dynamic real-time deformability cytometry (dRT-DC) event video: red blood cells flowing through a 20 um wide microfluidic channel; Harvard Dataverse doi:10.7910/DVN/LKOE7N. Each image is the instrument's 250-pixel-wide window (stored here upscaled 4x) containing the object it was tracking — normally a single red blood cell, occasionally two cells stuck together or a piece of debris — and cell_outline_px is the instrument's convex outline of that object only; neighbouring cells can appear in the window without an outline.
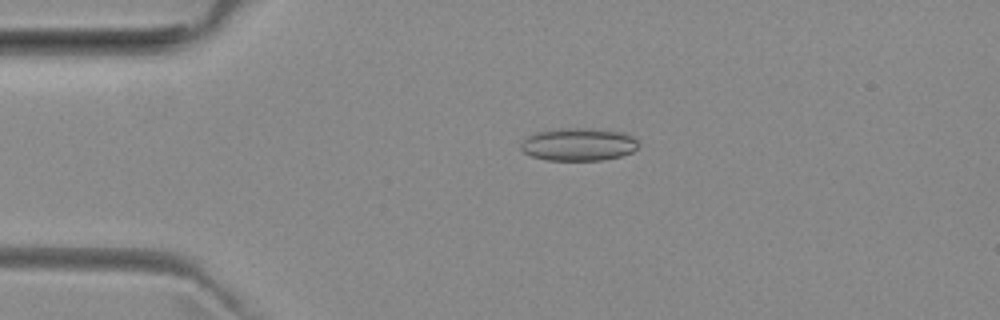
{"species": "common noctule bat (a hibernating species)", "species_latin": "Nyctalus noctula", "temperature_condition": "room temperature", "stored_images_in_passage": 51, "camera_frame_rate_fps": 3000, "um_per_image_px": 0.085, "animal": {"sex": "female", "body_mass_g": 29.2, "forearm_length_mm": 56.3}, "frame": {"image": 1, "passage_image": 11, "time_ms": 3.333, "image_size_px": [1000, 320], "cell_outline_px": [[640, 144], [632, 152], [620, 156], [604, 160], [548, 160], [532, 156], [524, 152], [520, 148], [520, 140], [536, 132], [560, 128], [588, 128], [624, 132], [632, 136]], "centroid_in_image_um": [49.16, 12.27], "position_along_channel_um": 35.8, "area_um2": 22.6}}
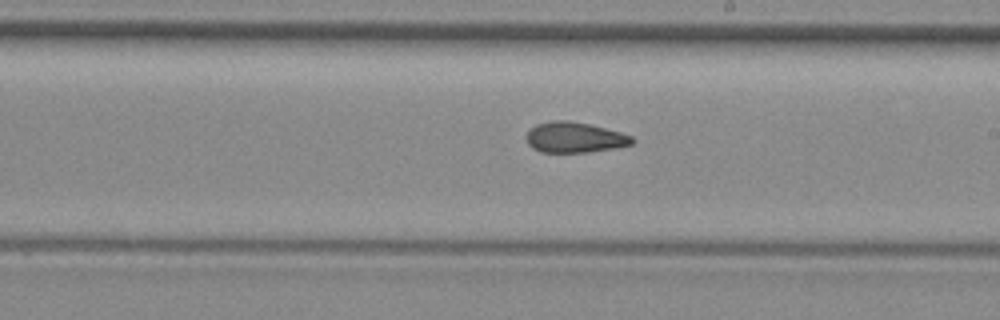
{"frame": {"image": 2, "passage_image": 29, "time_ms": 9.333, "image_size_px": [1000, 320], "cell_outline_px": [[636, 140], [632, 144], [616, 148], [588, 152], [540, 152], [532, 148], [528, 144], [528, 132], [536, 124], [552, 120], [568, 120], [588, 124], [620, 132], [632, 136]], "centroid_in_image_um": [48.86, 11.68], "position_along_channel_um": 240.1, "area_um2": 18.73}}
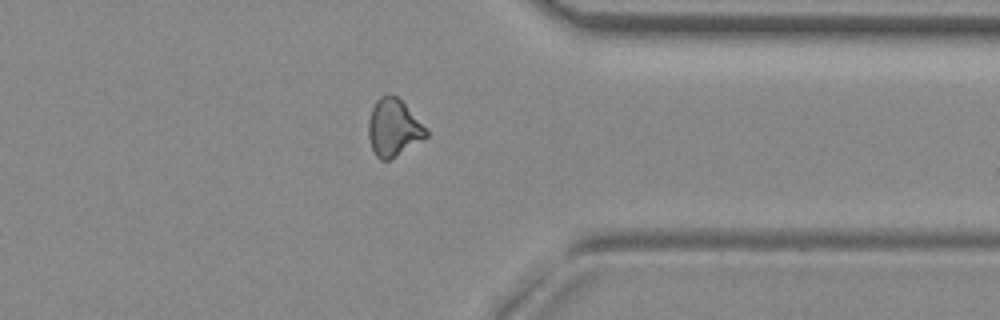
{"frame": {"image": 3, "passage_image": 40, "time_ms": 13.0, "image_size_px": [1000, 320], "cell_outline_px": [[428, 136], [392, 160], [380, 160], [376, 156], [372, 148], [368, 136], [368, 120], [372, 108], [376, 100], [380, 96], [396, 96], [428, 128]], "centroid_in_image_um": [33.46, 10.9], "position_along_channel_um": 377.9, "area_um2": 19.31}, "authors_computed_cell_mechanics": {"area_um2": 19.3052, "velocity_mm_per_s": 3.9782, "shape_relaxation_time_tau1_ms": null, "shape_relaxation_time_tau2_ms": 2.4324, "deformation_change_tau1": null, "deformation_change_tau2": 0.0946}}